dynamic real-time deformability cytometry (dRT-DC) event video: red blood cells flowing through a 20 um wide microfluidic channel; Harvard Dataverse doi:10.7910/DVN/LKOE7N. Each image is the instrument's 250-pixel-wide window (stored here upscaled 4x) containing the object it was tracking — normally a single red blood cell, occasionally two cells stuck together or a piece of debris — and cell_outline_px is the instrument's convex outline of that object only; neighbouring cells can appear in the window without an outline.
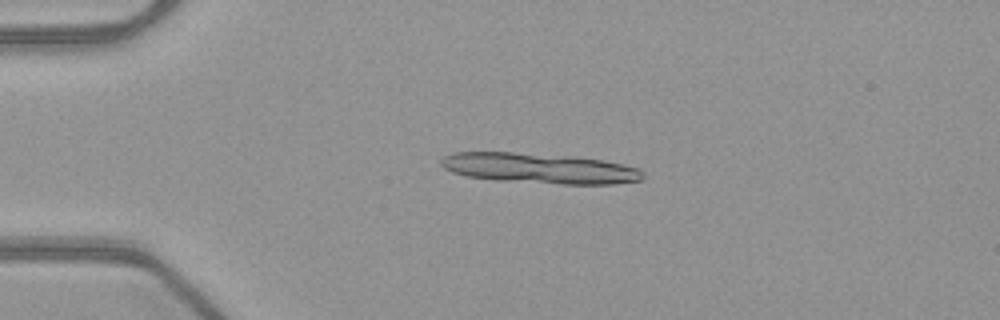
{"species": "common noctule bat (a hibernating species)", "species_latin": "Nyctalus noctula", "temperature_condition": "warm", "stored_images_in_passage": 14, "camera_frame_rate_fps": 3000, "um_per_image_px": 0.085, "animal": {"sex": "female", "body_mass_g": 21.9}, "frame": {"image": 1, "passage_image": 10, "time_ms": 3.0, "image_size_px": [1000, 320], "cell_outline_px": [[644, 180], [612, 184], [560, 184], [496, 180], [468, 176], [452, 172], [444, 168], [440, 164], [440, 160], [444, 156], [452, 152], [512, 152], [572, 156], [604, 160], [624, 164], [636, 168], [644, 172]], "centroid_in_image_um": [45.88, 14.3], "position_along_channel_um": 39.1, "area_um2": 35.84}}